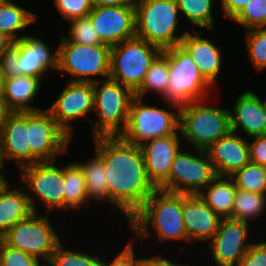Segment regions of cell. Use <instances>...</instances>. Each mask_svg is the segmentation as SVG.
Masks as SVG:
<instances>
[{
    "instance_id": "cell-1",
    "label": "cell",
    "mask_w": 266,
    "mask_h": 266,
    "mask_svg": "<svg viewBox=\"0 0 266 266\" xmlns=\"http://www.w3.org/2000/svg\"><path fill=\"white\" fill-rule=\"evenodd\" d=\"M92 142L104 163L112 206L129 222L157 189L147 177L141 148L120 136L93 138Z\"/></svg>"
},
{
    "instance_id": "cell-2",
    "label": "cell",
    "mask_w": 266,
    "mask_h": 266,
    "mask_svg": "<svg viewBox=\"0 0 266 266\" xmlns=\"http://www.w3.org/2000/svg\"><path fill=\"white\" fill-rule=\"evenodd\" d=\"M133 240L144 242L151 238L150 228L156 231L160 243L183 241L189 243L182 216V193L157 188L142 208L129 220Z\"/></svg>"
},
{
    "instance_id": "cell-3",
    "label": "cell",
    "mask_w": 266,
    "mask_h": 266,
    "mask_svg": "<svg viewBox=\"0 0 266 266\" xmlns=\"http://www.w3.org/2000/svg\"><path fill=\"white\" fill-rule=\"evenodd\" d=\"M179 16L177 0H136L135 36L161 51L180 45L188 30L177 34Z\"/></svg>"
},
{
    "instance_id": "cell-4",
    "label": "cell",
    "mask_w": 266,
    "mask_h": 266,
    "mask_svg": "<svg viewBox=\"0 0 266 266\" xmlns=\"http://www.w3.org/2000/svg\"><path fill=\"white\" fill-rule=\"evenodd\" d=\"M209 99L193 101L179 108L182 140L195 150H206L231 131L229 109L207 106ZM185 138V139H184Z\"/></svg>"
},
{
    "instance_id": "cell-5",
    "label": "cell",
    "mask_w": 266,
    "mask_h": 266,
    "mask_svg": "<svg viewBox=\"0 0 266 266\" xmlns=\"http://www.w3.org/2000/svg\"><path fill=\"white\" fill-rule=\"evenodd\" d=\"M94 111L97 120H90L91 138L121 136L124 132L130 104L135 93L111 78L93 82Z\"/></svg>"
},
{
    "instance_id": "cell-6",
    "label": "cell",
    "mask_w": 266,
    "mask_h": 266,
    "mask_svg": "<svg viewBox=\"0 0 266 266\" xmlns=\"http://www.w3.org/2000/svg\"><path fill=\"white\" fill-rule=\"evenodd\" d=\"M166 50L168 51L169 83L165 94L161 97L164 105L167 104L169 108L180 107L212 97L211 91L214 88L201 75L189 53L181 45Z\"/></svg>"
},
{
    "instance_id": "cell-7",
    "label": "cell",
    "mask_w": 266,
    "mask_h": 266,
    "mask_svg": "<svg viewBox=\"0 0 266 266\" xmlns=\"http://www.w3.org/2000/svg\"><path fill=\"white\" fill-rule=\"evenodd\" d=\"M58 48V73L68 74L67 81L96 82L109 78L110 49L106 44L82 45L68 41L61 33Z\"/></svg>"
},
{
    "instance_id": "cell-8",
    "label": "cell",
    "mask_w": 266,
    "mask_h": 266,
    "mask_svg": "<svg viewBox=\"0 0 266 266\" xmlns=\"http://www.w3.org/2000/svg\"><path fill=\"white\" fill-rule=\"evenodd\" d=\"M144 102V99L136 96L132 99L127 125L120 136L122 139L140 146L146 141L172 135L179 130L180 107H172L173 112Z\"/></svg>"
},
{
    "instance_id": "cell-9",
    "label": "cell",
    "mask_w": 266,
    "mask_h": 266,
    "mask_svg": "<svg viewBox=\"0 0 266 266\" xmlns=\"http://www.w3.org/2000/svg\"><path fill=\"white\" fill-rule=\"evenodd\" d=\"M57 160L38 161L19 169V179L26 191L33 212H38L41 202L45 212L64 211L63 167ZM37 201V202H36Z\"/></svg>"
},
{
    "instance_id": "cell-10",
    "label": "cell",
    "mask_w": 266,
    "mask_h": 266,
    "mask_svg": "<svg viewBox=\"0 0 266 266\" xmlns=\"http://www.w3.org/2000/svg\"><path fill=\"white\" fill-rule=\"evenodd\" d=\"M162 51L147 41L133 37L110 49L109 78L135 92L142 84L150 64Z\"/></svg>"
},
{
    "instance_id": "cell-11",
    "label": "cell",
    "mask_w": 266,
    "mask_h": 266,
    "mask_svg": "<svg viewBox=\"0 0 266 266\" xmlns=\"http://www.w3.org/2000/svg\"><path fill=\"white\" fill-rule=\"evenodd\" d=\"M32 212L17 222L0 239L11 248L31 254L41 261H49L62 237L52 225L51 217Z\"/></svg>"
},
{
    "instance_id": "cell-12",
    "label": "cell",
    "mask_w": 266,
    "mask_h": 266,
    "mask_svg": "<svg viewBox=\"0 0 266 266\" xmlns=\"http://www.w3.org/2000/svg\"><path fill=\"white\" fill-rule=\"evenodd\" d=\"M182 149L172 161L169 177L158 188L172 193L198 194L217 175L206 150ZM193 151L196 153L192 154Z\"/></svg>"
},
{
    "instance_id": "cell-13",
    "label": "cell",
    "mask_w": 266,
    "mask_h": 266,
    "mask_svg": "<svg viewBox=\"0 0 266 266\" xmlns=\"http://www.w3.org/2000/svg\"><path fill=\"white\" fill-rule=\"evenodd\" d=\"M30 165L38 161H53L68 152L73 141L57 124L47 109L27 111Z\"/></svg>"
},
{
    "instance_id": "cell-14",
    "label": "cell",
    "mask_w": 266,
    "mask_h": 266,
    "mask_svg": "<svg viewBox=\"0 0 266 266\" xmlns=\"http://www.w3.org/2000/svg\"><path fill=\"white\" fill-rule=\"evenodd\" d=\"M46 109L58 126L72 139L75 134L74 127L69 123L85 119L88 114L94 112L93 83L66 82L57 99Z\"/></svg>"
},
{
    "instance_id": "cell-15",
    "label": "cell",
    "mask_w": 266,
    "mask_h": 266,
    "mask_svg": "<svg viewBox=\"0 0 266 266\" xmlns=\"http://www.w3.org/2000/svg\"><path fill=\"white\" fill-rule=\"evenodd\" d=\"M250 224L231 218H222L213 238L207 243L212 262L216 266H236L252 243ZM212 255V256H211Z\"/></svg>"
},
{
    "instance_id": "cell-16",
    "label": "cell",
    "mask_w": 266,
    "mask_h": 266,
    "mask_svg": "<svg viewBox=\"0 0 266 266\" xmlns=\"http://www.w3.org/2000/svg\"><path fill=\"white\" fill-rule=\"evenodd\" d=\"M88 16L103 44L112 47L135 37V6L93 7Z\"/></svg>"
},
{
    "instance_id": "cell-17",
    "label": "cell",
    "mask_w": 266,
    "mask_h": 266,
    "mask_svg": "<svg viewBox=\"0 0 266 266\" xmlns=\"http://www.w3.org/2000/svg\"><path fill=\"white\" fill-rule=\"evenodd\" d=\"M37 35H25L13 42L19 51V76H31L44 80L49 70H58V48Z\"/></svg>"
},
{
    "instance_id": "cell-18",
    "label": "cell",
    "mask_w": 266,
    "mask_h": 266,
    "mask_svg": "<svg viewBox=\"0 0 266 266\" xmlns=\"http://www.w3.org/2000/svg\"><path fill=\"white\" fill-rule=\"evenodd\" d=\"M179 134L178 130L175 134L154 138L140 145L147 177L156 188L169 177L172 161L183 146Z\"/></svg>"
},
{
    "instance_id": "cell-19",
    "label": "cell",
    "mask_w": 266,
    "mask_h": 266,
    "mask_svg": "<svg viewBox=\"0 0 266 266\" xmlns=\"http://www.w3.org/2000/svg\"><path fill=\"white\" fill-rule=\"evenodd\" d=\"M182 216L189 242H206L213 238L219 228L221 217L216 214L198 194L182 193Z\"/></svg>"
},
{
    "instance_id": "cell-20",
    "label": "cell",
    "mask_w": 266,
    "mask_h": 266,
    "mask_svg": "<svg viewBox=\"0 0 266 266\" xmlns=\"http://www.w3.org/2000/svg\"><path fill=\"white\" fill-rule=\"evenodd\" d=\"M247 140L242 134L230 131L206 149L216 175L231 177L250 162Z\"/></svg>"
},
{
    "instance_id": "cell-21",
    "label": "cell",
    "mask_w": 266,
    "mask_h": 266,
    "mask_svg": "<svg viewBox=\"0 0 266 266\" xmlns=\"http://www.w3.org/2000/svg\"><path fill=\"white\" fill-rule=\"evenodd\" d=\"M0 149L3 162L14 161L21 169L30 165L27 111L12 112L0 128Z\"/></svg>"
},
{
    "instance_id": "cell-22",
    "label": "cell",
    "mask_w": 266,
    "mask_h": 266,
    "mask_svg": "<svg viewBox=\"0 0 266 266\" xmlns=\"http://www.w3.org/2000/svg\"><path fill=\"white\" fill-rule=\"evenodd\" d=\"M231 131H242L248 138L266 134V109L262 98L252 90H246L235 99L229 109Z\"/></svg>"
},
{
    "instance_id": "cell-23",
    "label": "cell",
    "mask_w": 266,
    "mask_h": 266,
    "mask_svg": "<svg viewBox=\"0 0 266 266\" xmlns=\"http://www.w3.org/2000/svg\"><path fill=\"white\" fill-rule=\"evenodd\" d=\"M188 32L180 41V45L189 53L192 60L197 64L199 72L205 80L214 87L219 73L222 71V54L219 46L208 38H202V30Z\"/></svg>"
},
{
    "instance_id": "cell-24",
    "label": "cell",
    "mask_w": 266,
    "mask_h": 266,
    "mask_svg": "<svg viewBox=\"0 0 266 266\" xmlns=\"http://www.w3.org/2000/svg\"><path fill=\"white\" fill-rule=\"evenodd\" d=\"M18 185L7 182L0 190V237L33 212L25 189Z\"/></svg>"
},
{
    "instance_id": "cell-25",
    "label": "cell",
    "mask_w": 266,
    "mask_h": 266,
    "mask_svg": "<svg viewBox=\"0 0 266 266\" xmlns=\"http://www.w3.org/2000/svg\"><path fill=\"white\" fill-rule=\"evenodd\" d=\"M41 83V78L25 75L6 78L3 99L13 112L41 110V107L30 105L36 99Z\"/></svg>"
},
{
    "instance_id": "cell-26",
    "label": "cell",
    "mask_w": 266,
    "mask_h": 266,
    "mask_svg": "<svg viewBox=\"0 0 266 266\" xmlns=\"http://www.w3.org/2000/svg\"><path fill=\"white\" fill-rule=\"evenodd\" d=\"M237 187L231 177L216 176L198 196L221 218L232 216Z\"/></svg>"
},
{
    "instance_id": "cell-27",
    "label": "cell",
    "mask_w": 266,
    "mask_h": 266,
    "mask_svg": "<svg viewBox=\"0 0 266 266\" xmlns=\"http://www.w3.org/2000/svg\"><path fill=\"white\" fill-rule=\"evenodd\" d=\"M89 160L83 162H76L82 169L84 178L86 192L88 195L89 202H99V203H110L112 201L109 197L108 181L105 173V167L102 158L94 152ZM92 200V201H91Z\"/></svg>"
},
{
    "instance_id": "cell-28",
    "label": "cell",
    "mask_w": 266,
    "mask_h": 266,
    "mask_svg": "<svg viewBox=\"0 0 266 266\" xmlns=\"http://www.w3.org/2000/svg\"><path fill=\"white\" fill-rule=\"evenodd\" d=\"M64 212L90 206L86 192L85 178L81 167L75 162L63 166ZM87 205V206H86Z\"/></svg>"
},
{
    "instance_id": "cell-29",
    "label": "cell",
    "mask_w": 266,
    "mask_h": 266,
    "mask_svg": "<svg viewBox=\"0 0 266 266\" xmlns=\"http://www.w3.org/2000/svg\"><path fill=\"white\" fill-rule=\"evenodd\" d=\"M38 18V14L23 8L13 0H9L0 5V32L16 41L27 35L25 33L19 34V32H25L23 30L34 24Z\"/></svg>"
},
{
    "instance_id": "cell-30",
    "label": "cell",
    "mask_w": 266,
    "mask_h": 266,
    "mask_svg": "<svg viewBox=\"0 0 266 266\" xmlns=\"http://www.w3.org/2000/svg\"><path fill=\"white\" fill-rule=\"evenodd\" d=\"M169 83L168 51L163 50L150 64L141 86L134 92L135 96L144 99L147 92L165 94Z\"/></svg>"
},
{
    "instance_id": "cell-31",
    "label": "cell",
    "mask_w": 266,
    "mask_h": 266,
    "mask_svg": "<svg viewBox=\"0 0 266 266\" xmlns=\"http://www.w3.org/2000/svg\"><path fill=\"white\" fill-rule=\"evenodd\" d=\"M266 194L236 190L231 219L251 223L264 215Z\"/></svg>"
},
{
    "instance_id": "cell-32",
    "label": "cell",
    "mask_w": 266,
    "mask_h": 266,
    "mask_svg": "<svg viewBox=\"0 0 266 266\" xmlns=\"http://www.w3.org/2000/svg\"><path fill=\"white\" fill-rule=\"evenodd\" d=\"M217 0H177L180 15L197 28L215 33L216 23L213 18V4ZM213 11V13H212Z\"/></svg>"
},
{
    "instance_id": "cell-33",
    "label": "cell",
    "mask_w": 266,
    "mask_h": 266,
    "mask_svg": "<svg viewBox=\"0 0 266 266\" xmlns=\"http://www.w3.org/2000/svg\"><path fill=\"white\" fill-rule=\"evenodd\" d=\"M231 178L238 189L266 194V166L249 162Z\"/></svg>"
},
{
    "instance_id": "cell-34",
    "label": "cell",
    "mask_w": 266,
    "mask_h": 266,
    "mask_svg": "<svg viewBox=\"0 0 266 266\" xmlns=\"http://www.w3.org/2000/svg\"><path fill=\"white\" fill-rule=\"evenodd\" d=\"M61 242L55 252L50 257L49 261L53 266H102V257L89 253V251H75L68 249Z\"/></svg>"
},
{
    "instance_id": "cell-35",
    "label": "cell",
    "mask_w": 266,
    "mask_h": 266,
    "mask_svg": "<svg viewBox=\"0 0 266 266\" xmlns=\"http://www.w3.org/2000/svg\"><path fill=\"white\" fill-rule=\"evenodd\" d=\"M247 57L257 72L266 69V27L246 30Z\"/></svg>"
},
{
    "instance_id": "cell-36",
    "label": "cell",
    "mask_w": 266,
    "mask_h": 266,
    "mask_svg": "<svg viewBox=\"0 0 266 266\" xmlns=\"http://www.w3.org/2000/svg\"><path fill=\"white\" fill-rule=\"evenodd\" d=\"M69 28L64 37L71 42L82 45L103 44L92 25L89 16L76 18L68 22Z\"/></svg>"
},
{
    "instance_id": "cell-37",
    "label": "cell",
    "mask_w": 266,
    "mask_h": 266,
    "mask_svg": "<svg viewBox=\"0 0 266 266\" xmlns=\"http://www.w3.org/2000/svg\"><path fill=\"white\" fill-rule=\"evenodd\" d=\"M233 21L245 30L266 27V0H251Z\"/></svg>"
},
{
    "instance_id": "cell-38",
    "label": "cell",
    "mask_w": 266,
    "mask_h": 266,
    "mask_svg": "<svg viewBox=\"0 0 266 266\" xmlns=\"http://www.w3.org/2000/svg\"><path fill=\"white\" fill-rule=\"evenodd\" d=\"M0 260L2 266H38L41 260L21 250L11 248L0 239Z\"/></svg>"
},
{
    "instance_id": "cell-39",
    "label": "cell",
    "mask_w": 266,
    "mask_h": 266,
    "mask_svg": "<svg viewBox=\"0 0 266 266\" xmlns=\"http://www.w3.org/2000/svg\"><path fill=\"white\" fill-rule=\"evenodd\" d=\"M57 12L64 20L86 17L93 8L90 0H54Z\"/></svg>"
},
{
    "instance_id": "cell-40",
    "label": "cell",
    "mask_w": 266,
    "mask_h": 266,
    "mask_svg": "<svg viewBox=\"0 0 266 266\" xmlns=\"http://www.w3.org/2000/svg\"><path fill=\"white\" fill-rule=\"evenodd\" d=\"M0 73L5 79L19 76V51L14 44L0 56Z\"/></svg>"
},
{
    "instance_id": "cell-41",
    "label": "cell",
    "mask_w": 266,
    "mask_h": 266,
    "mask_svg": "<svg viewBox=\"0 0 266 266\" xmlns=\"http://www.w3.org/2000/svg\"><path fill=\"white\" fill-rule=\"evenodd\" d=\"M134 242L129 241L121 252L114 256L113 260L103 259L102 266H140L144 257H137ZM108 260V261H107ZM110 261V262H109Z\"/></svg>"
},
{
    "instance_id": "cell-42",
    "label": "cell",
    "mask_w": 266,
    "mask_h": 266,
    "mask_svg": "<svg viewBox=\"0 0 266 266\" xmlns=\"http://www.w3.org/2000/svg\"><path fill=\"white\" fill-rule=\"evenodd\" d=\"M236 266H266V241L253 242Z\"/></svg>"
},
{
    "instance_id": "cell-43",
    "label": "cell",
    "mask_w": 266,
    "mask_h": 266,
    "mask_svg": "<svg viewBox=\"0 0 266 266\" xmlns=\"http://www.w3.org/2000/svg\"><path fill=\"white\" fill-rule=\"evenodd\" d=\"M250 138H252L250 140L252 142L248 138L250 162L266 166V134Z\"/></svg>"
},
{
    "instance_id": "cell-44",
    "label": "cell",
    "mask_w": 266,
    "mask_h": 266,
    "mask_svg": "<svg viewBox=\"0 0 266 266\" xmlns=\"http://www.w3.org/2000/svg\"><path fill=\"white\" fill-rule=\"evenodd\" d=\"M219 1H218V3L220 4L219 6L222 7V11L224 14L223 17H227L232 21L251 0H221L220 2Z\"/></svg>"
},
{
    "instance_id": "cell-45",
    "label": "cell",
    "mask_w": 266,
    "mask_h": 266,
    "mask_svg": "<svg viewBox=\"0 0 266 266\" xmlns=\"http://www.w3.org/2000/svg\"><path fill=\"white\" fill-rule=\"evenodd\" d=\"M92 7L135 6L136 0H90Z\"/></svg>"
},
{
    "instance_id": "cell-46",
    "label": "cell",
    "mask_w": 266,
    "mask_h": 266,
    "mask_svg": "<svg viewBox=\"0 0 266 266\" xmlns=\"http://www.w3.org/2000/svg\"><path fill=\"white\" fill-rule=\"evenodd\" d=\"M150 266H189L186 264H179L176 260L172 261L169 258H164L162 254H154V256H150Z\"/></svg>"
},
{
    "instance_id": "cell-47",
    "label": "cell",
    "mask_w": 266,
    "mask_h": 266,
    "mask_svg": "<svg viewBox=\"0 0 266 266\" xmlns=\"http://www.w3.org/2000/svg\"><path fill=\"white\" fill-rule=\"evenodd\" d=\"M12 112L3 97H0V128Z\"/></svg>"
},
{
    "instance_id": "cell-48",
    "label": "cell",
    "mask_w": 266,
    "mask_h": 266,
    "mask_svg": "<svg viewBox=\"0 0 266 266\" xmlns=\"http://www.w3.org/2000/svg\"><path fill=\"white\" fill-rule=\"evenodd\" d=\"M13 42L14 41L9 36L0 32V56L13 44Z\"/></svg>"
},
{
    "instance_id": "cell-49",
    "label": "cell",
    "mask_w": 266,
    "mask_h": 266,
    "mask_svg": "<svg viewBox=\"0 0 266 266\" xmlns=\"http://www.w3.org/2000/svg\"><path fill=\"white\" fill-rule=\"evenodd\" d=\"M7 175L0 174V190L4 187V185L8 182Z\"/></svg>"
},
{
    "instance_id": "cell-50",
    "label": "cell",
    "mask_w": 266,
    "mask_h": 266,
    "mask_svg": "<svg viewBox=\"0 0 266 266\" xmlns=\"http://www.w3.org/2000/svg\"><path fill=\"white\" fill-rule=\"evenodd\" d=\"M4 81H5V78L0 73V97H3Z\"/></svg>"
},
{
    "instance_id": "cell-51",
    "label": "cell",
    "mask_w": 266,
    "mask_h": 266,
    "mask_svg": "<svg viewBox=\"0 0 266 266\" xmlns=\"http://www.w3.org/2000/svg\"><path fill=\"white\" fill-rule=\"evenodd\" d=\"M5 167V163L2 160V156H1V149H0V174H5L3 168Z\"/></svg>"
},
{
    "instance_id": "cell-52",
    "label": "cell",
    "mask_w": 266,
    "mask_h": 266,
    "mask_svg": "<svg viewBox=\"0 0 266 266\" xmlns=\"http://www.w3.org/2000/svg\"><path fill=\"white\" fill-rule=\"evenodd\" d=\"M140 266H150V256H146L143 261L142 264Z\"/></svg>"
},
{
    "instance_id": "cell-53",
    "label": "cell",
    "mask_w": 266,
    "mask_h": 266,
    "mask_svg": "<svg viewBox=\"0 0 266 266\" xmlns=\"http://www.w3.org/2000/svg\"><path fill=\"white\" fill-rule=\"evenodd\" d=\"M38 266H53L50 261H41Z\"/></svg>"
},
{
    "instance_id": "cell-54",
    "label": "cell",
    "mask_w": 266,
    "mask_h": 266,
    "mask_svg": "<svg viewBox=\"0 0 266 266\" xmlns=\"http://www.w3.org/2000/svg\"><path fill=\"white\" fill-rule=\"evenodd\" d=\"M9 0H0V5L8 2Z\"/></svg>"
},
{
    "instance_id": "cell-55",
    "label": "cell",
    "mask_w": 266,
    "mask_h": 266,
    "mask_svg": "<svg viewBox=\"0 0 266 266\" xmlns=\"http://www.w3.org/2000/svg\"><path fill=\"white\" fill-rule=\"evenodd\" d=\"M262 102H263L264 107H265V109H266V97H265V99L262 100Z\"/></svg>"
}]
</instances>
